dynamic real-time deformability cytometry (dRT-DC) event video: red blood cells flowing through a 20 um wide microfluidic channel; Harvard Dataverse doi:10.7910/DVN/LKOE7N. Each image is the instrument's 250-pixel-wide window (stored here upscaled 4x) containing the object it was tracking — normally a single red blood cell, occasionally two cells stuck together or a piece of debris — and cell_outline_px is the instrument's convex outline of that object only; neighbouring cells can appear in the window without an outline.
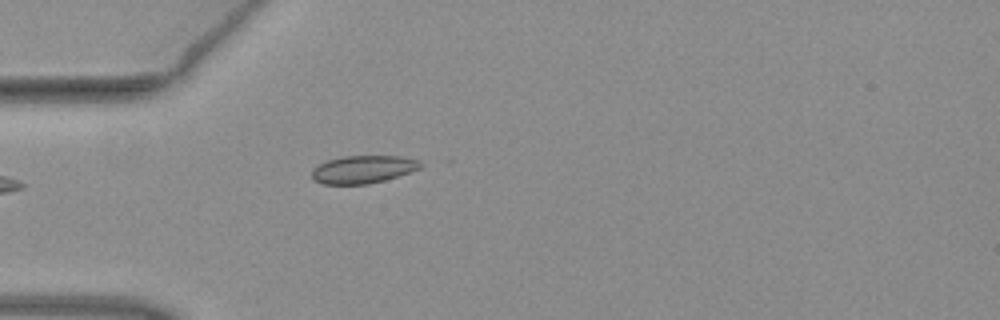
{"species": "common noctule bat (a hibernating species)", "species_latin": "Nyctalus noctula", "temperature_condition": "warm", "stored_images_in_passage": 8, "camera_frame_rate_fps": 3000, "um_per_image_px": 0.085, "animal": {"sex": "female", "body_mass_g": 19.3, "forearm_length_mm": 54.1}, "frame": {"image": 1, "passage_image": 1, "time_ms": 0.0, "image_size_px": [1000, 320], "cell_outline_px": [[424, 164], [420, 168], [384, 180], [368, 184], [324, 184], [312, 180], [312, 168], [328, 160], [344, 156], [400, 156], [420, 160]], "centroid_in_image_um": [30.85, 14.39], "position_along_channel_um": 54.1, "area_um2": 17.51}}